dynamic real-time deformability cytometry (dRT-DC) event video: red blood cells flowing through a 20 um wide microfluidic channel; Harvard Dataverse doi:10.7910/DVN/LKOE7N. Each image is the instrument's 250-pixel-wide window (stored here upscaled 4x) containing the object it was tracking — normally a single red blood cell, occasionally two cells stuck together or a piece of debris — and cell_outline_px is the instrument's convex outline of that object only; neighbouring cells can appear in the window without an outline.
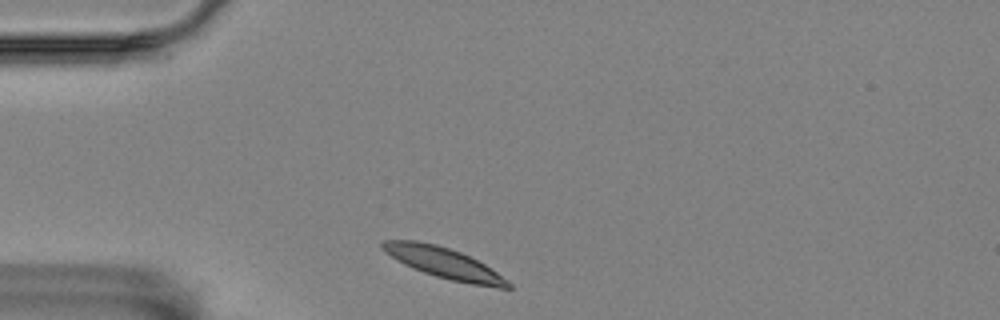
{"species": "Egyptian fruit bat (a non-hibernating species)", "species_latin": "Rousettus aegyptiacus", "temperature_condition": "room temperature", "stored_images_in_passage": 52, "camera_frame_rate_fps": 3000, "um_per_image_px": 0.085, "animal": {"sex": "female"}, "frame": {"image": 1, "passage_image": 2, "time_ms": 0.333, "image_size_px": [1000, 320], "cell_outline_px": [[512, 288], [500, 288], [472, 284], [452, 280], [436, 276], [412, 268], [396, 260], [384, 252], [380, 248], [380, 244], [384, 240], [416, 240], [436, 244], [460, 252], [484, 264], [508, 280], [512, 284]], "centroid_in_image_um": [37.68, 22.34], "position_along_channel_um": 47.3, "area_um2": 22.31}}
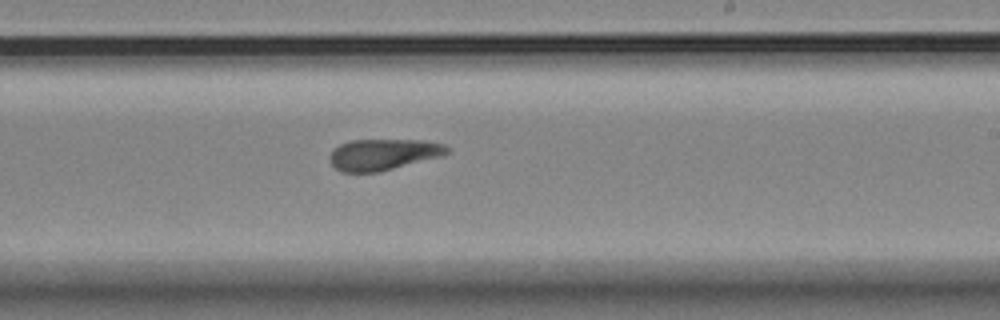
{"frame": {"image": 2, "passage_image": 23, "time_ms": 7.333, "image_size_px": [1000, 320], "cell_outline_px": [[448, 152], [444, 156], [380, 172], [340, 172], [332, 164], [328, 156], [340, 144], [352, 140], [424, 140], [444, 144], [448, 148]], "centroid_in_image_um": [32.6, 13.14], "position_along_channel_um": 256.4, "area_um2": 21.44}}
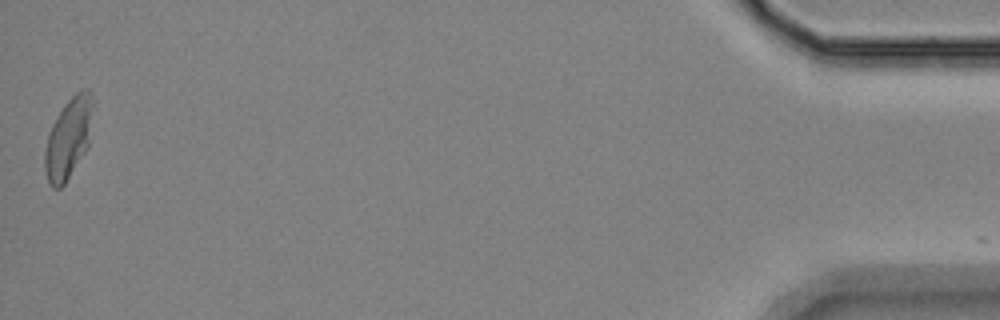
{"frame": {"image": 3, "passage_image": 52, "time_ms": 17.0, "image_size_px": [1000, 320], "cell_outline_px": [[92, 100], [88, 148], [64, 184], [60, 188], [52, 188], [48, 180], [44, 168], [44, 152], [48, 132], [52, 124], [64, 104], [76, 92], [84, 88], [88, 88], [92, 92]], "centroid_in_image_um": [5.79, 11.74], "position_along_channel_um": 429.4, "area_um2": 22.43}, "authors_computed_cell_mechanics": {"area_um2": 21.964, "velocity_mm_per_s": 2.8457, "shape_relaxation_time_tau1_ms": null, "shape_relaxation_time_tau2_ms": 6.4973, "deformation_change_tau1": null, "deformation_change_tau2": 0.1094}}